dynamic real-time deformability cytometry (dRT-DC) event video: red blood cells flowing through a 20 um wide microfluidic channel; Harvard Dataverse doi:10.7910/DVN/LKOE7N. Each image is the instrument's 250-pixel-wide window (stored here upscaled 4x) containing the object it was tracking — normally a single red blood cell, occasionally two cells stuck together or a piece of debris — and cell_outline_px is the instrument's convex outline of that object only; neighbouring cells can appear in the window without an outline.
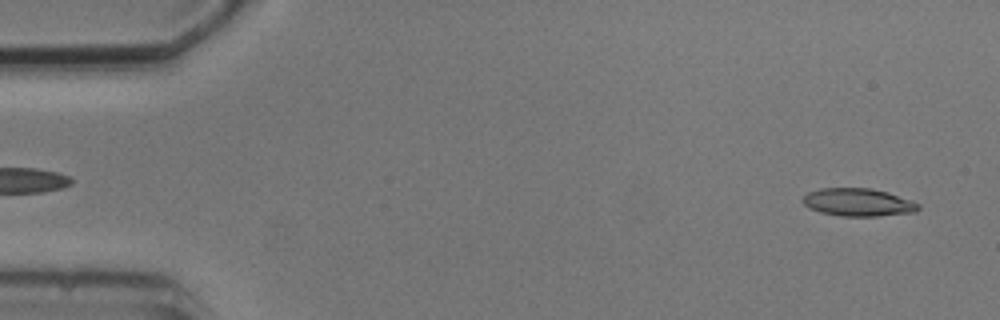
{"species": "common noctule bat (a hibernating species)", "species_latin": "Nyctalus noctula", "temperature_condition": "cold", "stored_images_in_passage": 6, "segment_of_instrument_passage": [2, 2], "camera_frame_rate_fps": 3000, "um_per_image_px": 0.085, "animal": {"sex": "male", "body_mass_g": 20.5, "forearm_length_mm": 52.5}, "frame": {"image": 1, "passage_image": 6, "time_ms": 5.667, "image_size_px": [1000, 320], "cell_outline_px": [[920, 208], [916, 212], [876, 216], [840, 216], [820, 212], [808, 208], [800, 200], [808, 192], [820, 188], [872, 188], [888, 192], [920, 204]], "centroid_in_image_um": [72.91, 17.19], "position_along_channel_um": 12.1, "area_um2": 18.84}}